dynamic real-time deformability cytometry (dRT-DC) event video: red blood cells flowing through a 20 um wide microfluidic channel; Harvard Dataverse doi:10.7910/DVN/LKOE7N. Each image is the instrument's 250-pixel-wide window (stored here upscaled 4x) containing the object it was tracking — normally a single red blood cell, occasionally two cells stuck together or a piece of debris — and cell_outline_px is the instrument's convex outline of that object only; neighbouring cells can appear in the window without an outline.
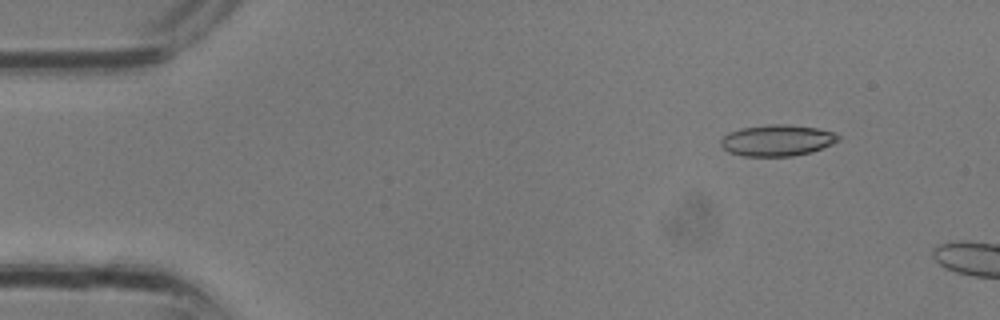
{"species": "common noctule bat (a hibernating species)", "species_latin": "Nyctalus noctula", "temperature_condition": "room temperature", "stored_images_in_passage": 5, "camera_frame_rate_fps": 3000, "um_per_image_px": 0.085, "animal": {"sex": "male", "body_mass_g": 13.3}, "frame": {"image": 1, "passage_image": 1, "time_ms": 0.0, "image_size_px": [1000, 320], "cell_outline_px": [[840, 140], [832, 144], [812, 152], [792, 156], [744, 156], [728, 152], [720, 144], [720, 140], [728, 132], [740, 128], [768, 124], [788, 124], [816, 128], [832, 132], [840, 136]], "centroid_in_image_um": [66.04, 11.93], "position_along_channel_um": 19.0, "area_um2": 21.5}}